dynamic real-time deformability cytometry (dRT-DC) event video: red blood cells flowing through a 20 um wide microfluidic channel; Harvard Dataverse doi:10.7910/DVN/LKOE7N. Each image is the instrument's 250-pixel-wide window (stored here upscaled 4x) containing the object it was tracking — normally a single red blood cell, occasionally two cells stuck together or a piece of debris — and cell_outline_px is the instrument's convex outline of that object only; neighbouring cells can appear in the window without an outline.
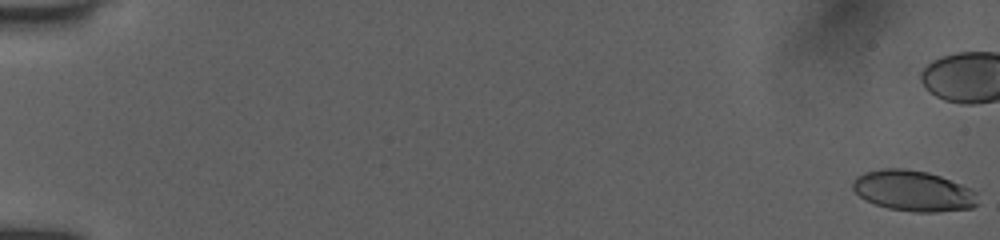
{"species": "human", "species_latin": "Homo sapiens", "temperature_condition": "room temperature", "stored_images_in_passage": 51, "camera_frame_rate_fps": 3000, "um_per_image_px": 0.085, "donor": {"sex": "female"}, "frame": {"image": 1, "passage_image": 1, "time_ms": 0.0, "image_size_px": [1000, 240], "cell_outline_px": [[980, 204], [972, 208], [936, 212], [916, 212], [888, 208], [876, 204], [860, 196], [852, 188], [852, 180], [856, 176], [864, 172], [884, 168], [904, 168], [928, 172], [940, 176], [972, 188], [976, 192]], "centroid_in_image_um": [77.66, 16.22], "position_along_channel_um": 7.3, "area_um2": 29.82}}